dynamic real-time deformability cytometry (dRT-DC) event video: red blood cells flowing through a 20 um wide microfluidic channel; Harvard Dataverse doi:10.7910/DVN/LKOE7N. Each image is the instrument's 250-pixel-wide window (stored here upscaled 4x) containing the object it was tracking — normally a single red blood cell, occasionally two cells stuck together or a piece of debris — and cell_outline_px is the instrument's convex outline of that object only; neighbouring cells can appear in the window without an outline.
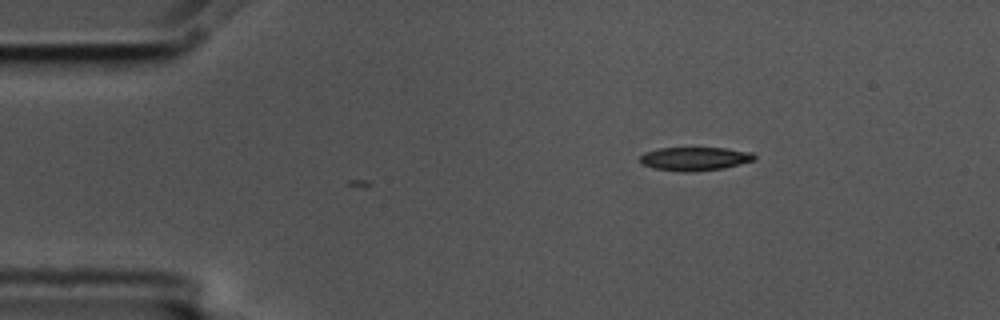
{"species": "common noctule bat (a hibernating species)", "species_latin": "Nyctalus noctula", "temperature_condition": "cold", "stored_images_in_passage": 3, "camera_frame_rate_fps": 3000, "um_per_image_px": 0.085, "animal": {"sex": "male", "body_mass_g": 17.5, "forearm_length_mm": 52.3}, "frame": {"image": 1, "passage_image": 1, "time_ms": 0.0, "image_size_px": [1000, 320], "cell_outline_px": [[756, 160], [724, 168], [696, 172], [684, 172], [656, 168], [640, 164], [640, 156], [644, 152], [660, 148], [724, 148], [752, 152], [756, 156]], "centroid_in_image_um": [59.07, 13.5], "position_along_channel_um": 25.9, "area_um2": 15.78}}